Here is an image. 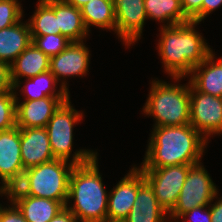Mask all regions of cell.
I'll use <instances>...</instances> for the list:
<instances>
[{"label":"cell","mask_w":222,"mask_h":222,"mask_svg":"<svg viewBox=\"0 0 222 222\" xmlns=\"http://www.w3.org/2000/svg\"><path fill=\"white\" fill-rule=\"evenodd\" d=\"M200 22L189 21L172 26H160V38L157 50L164 66V72L176 82L192 72L193 68L201 64L212 49L196 30Z\"/></svg>","instance_id":"6da1fadb"},{"label":"cell","mask_w":222,"mask_h":222,"mask_svg":"<svg viewBox=\"0 0 222 222\" xmlns=\"http://www.w3.org/2000/svg\"><path fill=\"white\" fill-rule=\"evenodd\" d=\"M138 168H162L201 162L207 141L191 125L153 127Z\"/></svg>","instance_id":"7a4b0ae2"},{"label":"cell","mask_w":222,"mask_h":222,"mask_svg":"<svg viewBox=\"0 0 222 222\" xmlns=\"http://www.w3.org/2000/svg\"><path fill=\"white\" fill-rule=\"evenodd\" d=\"M97 156L85 164L75 165L70 175L66 207L78 222H107L109 192L104 188Z\"/></svg>","instance_id":"3957f363"},{"label":"cell","mask_w":222,"mask_h":222,"mask_svg":"<svg viewBox=\"0 0 222 222\" xmlns=\"http://www.w3.org/2000/svg\"><path fill=\"white\" fill-rule=\"evenodd\" d=\"M190 81L187 85L152 80L143 114L153 117L160 126H182L190 124Z\"/></svg>","instance_id":"277c9868"},{"label":"cell","mask_w":222,"mask_h":222,"mask_svg":"<svg viewBox=\"0 0 222 222\" xmlns=\"http://www.w3.org/2000/svg\"><path fill=\"white\" fill-rule=\"evenodd\" d=\"M83 119V112L77 111L70 102V98L62 103L54 112L46 125L49 141L55 159L67 160L74 165L89 162L98 155L97 151L80 149L72 154L73 128ZM72 158V159H71Z\"/></svg>","instance_id":"5b68a950"},{"label":"cell","mask_w":222,"mask_h":222,"mask_svg":"<svg viewBox=\"0 0 222 222\" xmlns=\"http://www.w3.org/2000/svg\"><path fill=\"white\" fill-rule=\"evenodd\" d=\"M74 164L54 159L30 169V195L67 204L70 175Z\"/></svg>","instance_id":"8992f818"},{"label":"cell","mask_w":222,"mask_h":222,"mask_svg":"<svg viewBox=\"0 0 222 222\" xmlns=\"http://www.w3.org/2000/svg\"><path fill=\"white\" fill-rule=\"evenodd\" d=\"M218 192V188L202 162L190 165L176 205L168 214V220L177 222L182 214L199 206H209L219 194Z\"/></svg>","instance_id":"52a82bcc"},{"label":"cell","mask_w":222,"mask_h":222,"mask_svg":"<svg viewBox=\"0 0 222 222\" xmlns=\"http://www.w3.org/2000/svg\"><path fill=\"white\" fill-rule=\"evenodd\" d=\"M193 164H180L162 168H139L153 188L159 206L169 214L176 205L179 193Z\"/></svg>","instance_id":"ba28073f"},{"label":"cell","mask_w":222,"mask_h":222,"mask_svg":"<svg viewBox=\"0 0 222 222\" xmlns=\"http://www.w3.org/2000/svg\"><path fill=\"white\" fill-rule=\"evenodd\" d=\"M189 94L190 124L207 141L213 134L222 135V97L201 93L191 84Z\"/></svg>","instance_id":"9c48e42d"},{"label":"cell","mask_w":222,"mask_h":222,"mask_svg":"<svg viewBox=\"0 0 222 222\" xmlns=\"http://www.w3.org/2000/svg\"><path fill=\"white\" fill-rule=\"evenodd\" d=\"M90 55L84 41L70 42L62 52L50 58L49 71L60 82V85L70 93L66 78L87 75Z\"/></svg>","instance_id":"30bf717a"},{"label":"cell","mask_w":222,"mask_h":222,"mask_svg":"<svg viewBox=\"0 0 222 222\" xmlns=\"http://www.w3.org/2000/svg\"><path fill=\"white\" fill-rule=\"evenodd\" d=\"M116 18V32L125 46H131L143 35L147 19L144 0H112Z\"/></svg>","instance_id":"8fae6325"},{"label":"cell","mask_w":222,"mask_h":222,"mask_svg":"<svg viewBox=\"0 0 222 222\" xmlns=\"http://www.w3.org/2000/svg\"><path fill=\"white\" fill-rule=\"evenodd\" d=\"M16 95V126L18 128L46 127L54 112L70 97H45L37 100H22Z\"/></svg>","instance_id":"7c38bea8"},{"label":"cell","mask_w":222,"mask_h":222,"mask_svg":"<svg viewBox=\"0 0 222 222\" xmlns=\"http://www.w3.org/2000/svg\"><path fill=\"white\" fill-rule=\"evenodd\" d=\"M138 191V167L133 165L109 192L107 222H123L130 213Z\"/></svg>","instance_id":"4fadbf2b"},{"label":"cell","mask_w":222,"mask_h":222,"mask_svg":"<svg viewBox=\"0 0 222 222\" xmlns=\"http://www.w3.org/2000/svg\"><path fill=\"white\" fill-rule=\"evenodd\" d=\"M20 152L23 166L29 168L55 159L45 127L20 128Z\"/></svg>","instance_id":"5bb4252c"},{"label":"cell","mask_w":222,"mask_h":222,"mask_svg":"<svg viewBox=\"0 0 222 222\" xmlns=\"http://www.w3.org/2000/svg\"><path fill=\"white\" fill-rule=\"evenodd\" d=\"M168 214L159 206L153 188L138 168V191L134 205L123 222H167Z\"/></svg>","instance_id":"9a60e30c"},{"label":"cell","mask_w":222,"mask_h":222,"mask_svg":"<svg viewBox=\"0 0 222 222\" xmlns=\"http://www.w3.org/2000/svg\"><path fill=\"white\" fill-rule=\"evenodd\" d=\"M188 76L190 84L197 91L222 97V57L216 58L213 50Z\"/></svg>","instance_id":"2e32d148"},{"label":"cell","mask_w":222,"mask_h":222,"mask_svg":"<svg viewBox=\"0 0 222 222\" xmlns=\"http://www.w3.org/2000/svg\"><path fill=\"white\" fill-rule=\"evenodd\" d=\"M21 21L0 30V61L9 66L32 43L29 24Z\"/></svg>","instance_id":"e0dca14e"},{"label":"cell","mask_w":222,"mask_h":222,"mask_svg":"<svg viewBox=\"0 0 222 222\" xmlns=\"http://www.w3.org/2000/svg\"><path fill=\"white\" fill-rule=\"evenodd\" d=\"M50 58L31 43L10 65L12 85L21 78H30L49 71Z\"/></svg>","instance_id":"ac0fdd59"},{"label":"cell","mask_w":222,"mask_h":222,"mask_svg":"<svg viewBox=\"0 0 222 222\" xmlns=\"http://www.w3.org/2000/svg\"><path fill=\"white\" fill-rule=\"evenodd\" d=\"M21 82L23 83L22 80L16 82L13 85V90L17 92L21 87L18 91L21 92V95L23 94L24 100H37L45 97H70L69 92L62 86H59L60 88L57 90L58 80L50 71L27 78L23 87Z\"/></svg>","instance_id":"d6986e66"},{"label":"cell","mask_w":222,"mask_h":222,"mask_svg":"<svg viewBox=\"0 0 222 222\" xmlns=\"http://www.w3.org/2000/svg\"><path fill=\"white\" fill-rule=\"evenodd\" d=\"M54 13L61 35H64L71 42L84 41L90 35L85 28L79 8L62 0H54Z\"/></svg>","instance_id":"ffe728a7"},{"label":"cell","mask_w":222,"mask_h":222,"mask_svg":"<svg viewBox=\"0 0 222 222\" xmlns=\"http://www.w3.org/2000/svg\"><path fill=\"white\" fill-rule=\"evenodd\" d=\"M23 166L20 152V128L0 131V179L1 183Z\"/></svg>","instance_id":"44dd1931"},{"label":"cell","mask_w":222,"mask_h":222,"mask_svg":"<svg viewBox=\"0 0 222 222\" xmlns=\"http://www.w3.org/2000/svg\"><path fill=\"white\" fill-rule=\"evenodd\" d=\"M85 28L90 33V26L116 32V18L112 0H91L81 8Z\"/></svg>","instance_id":"7402d4cb"},{"label":"cell","mask_w":222,"mask_h":222,"mask_svg":"<svg viewBox=\"0 0 222 222\" xmlns=\"http://www.w3.org/2000/svg\"><path fill=\"white\" fill-rule=\"evenodd\" d=\"M27 222H49L65 206L48 198L29 196L14 204Z\"/></svg>","instance_id":"603a6c76"},{"label":"cell","mask_w":222,"mask_h":222,"mask_svg":"<svg viewBox=\"0 0 222 222\" xmlns=\"http://www.w3.org/2000/svg\"><path fill=\"white\" fill-rule=\"evenodd\" d=\"M144 6L147 19L162 22L164 23L162 26H172L190 21L183 12L181 0H144Z\"/></svg>","instance_id":"cb8c5ba5"},{"label":"cell","mask_w":222,"mask_h":222,"mask_svg":"<svg viewBox=\"0 0 222 222\" xmlns=\"http://www.w3.org/2000/svg\"><path fill=\"white\" fill-rule=\"evenodd\" d=\"M34 14L28 19L31 35L61 34L54 13V0H38Z\"/></svg>","instance_id":"d4e9b609"},{"label":"cell","mask_w":222,"mask_h":222,"mask_svg":"<svg viewBox=\"0 0 222 222\" xmlns=\"http://www.w3.org/2000/svg\"><path fill=\"white\" fill-rule=\"evenodd\" d=\"M30 169L22 166L1 183L2 196H6L11 204L30 196Z\"/></svg>","instance_id":"484cf974"},{"label":"cell","mask_w":222,"mask_h":222,"mask_svg":"<svg viewBox=\"0 0 222 222\" xmlns=\"http://www.w3.org/2000/svg\"><path fill=\"white\" fill-rule=\"evenodd\" d=\"M31 37L32 43L49 58L58 55L71 42L61 34L31 35Z\"/></svg>","instance_id":"4316f807"},{"label":"cell","mask_w":222,"mask_h":222,"mask_svg":"<svg viewBox=\"0 0 222 222\" xmlns=\"http://www.w3.org/2000/svg\"><path fill=\"white\" fill-rule=\"evenodd\" d=\"M16 126V95L14 90L0 94V131Z\"/></svg>","instance_id":"83f0119b"},{"label":"cell","mask_w":222,"mask_h":222,"mask_svg":"<svg viewBox=\"0 0 222 222\" xmlns=\"http://www.w3.org/2000/svg\"><path fill=\"white\" fill-rule=\"evenodd\" d=\"M18 0H0V30L8 28L23 18V7Z\"/></svg>","instance_id":"f1b7e54d"},{"label":"cell","mask_w":222,"mask_h":222,"mask_svg":"<svg viewBox=\"0 0 222 222\" xmlns=\"http://www.w3.org/2000/svg\"><path fill=\"white\" fill-rule=\"evenodd\" d=\"M203 0H181V5L185 16L190 21L202 22Z\"/></svg>","instance_id":"f546056e"},{"label":"cell","mask_w":222,"mask_h":222,"mask_svg":"<svg viewBox=\"0 0 222 222\" xmlns=\"http://www.w3.org/2000/svg\"><path fill=\"white\" fill-rule=\"evenodd\" d=\"M179 219H182V222H211L210 208L209 206L196 207L191 211L182 214L178 220Z\"/></svg>","instance_id":"4dcf8cb0"},{"label":"cell","mask_w":222,"mask_h":222,"mask_svg":"<svg viewBox=\"0 0 222 222\" xmlns=\"http://www.w3.org/2000/svg\"><path fill=\"white\" fill-rule=\"evenodd\" d=\"M10 205L7 208L0 204V222H27L18 208L14 204Z\"/></svg>","instance_id":"1f68e13d"},{"label":"cell","mask_w":222,"mask_h":222,"mask_svg":"<svg viewBox=\"0 0 222 222\" xmlns=\"http://www.w3.org/2000/svg\"><path fill=\"white\" fill-rule=\"evenodd\" d=\"M13 90L10 79V66L0 61V94Z\"/></svg>","instance_id":"d6a6232c"},{"label":"cell","mask_w":222,"mask_h":222,"mask_svg":"<svg viewBox=\"0 0 222 222\" xmlns=\"http://www.w3.org/2000/svg\"><path fill=\"white\" fill-rule=\"evenodd\" d=\"M219 195L215 197L217 199L214 204L209 205L211 213V222H222V196L219 198Z\"/></svg>","instance_id":"836d02e7"},{"label":"cell","mask_w":222,"mask_h":222,"mask_svg":"<svg viewBox=\"0 0 222 222\" xmlns=\"http://www.w3.org/2000/svg\"><path fill=\"white\" fill-rule=\"evenodd\" d=\"M222 6V0H203L202 20L209 16L213 11Z\"/></svg>","instance_id":"e575fe53"},{"label":"cell","mask_w":222,"mask_h":222,"mask_svg":"<svg viewBox=\"0 0 222 222\" xmlns=\"http://www.w3.org/2000/svg\"><path fill=\"white\" fill-rule=\"evenodd\" d=\"M49 222H78L75 215L65 206Z\"/></svg>","instance_id":"d590c367"},{"label":"cell","mask_w":222,"mask_h":222,"mask_svg":"<svg viewBox=\"0 0 222 222\" xmlns=\"http://www.w3.org/2000/svg\"><path fill=\"white\" fill-rule=\"evenodd\" d=\"M62 1L80 9L84 4L90 2L91 0H62Z\"/></svg>","instance_id":"8d00e7d4"},{"label":"cell","mask_w":222,"mask_h":222,"mask_svg":"<svg viewBox=\"0 0 222 222\" xmlns=\"http://www.w3.org/2000/svg\"><path fill=\"white\" fill-rule=\"evenodd\" d=\"M0 196H2V186H0Z\"/></svg>","instance_id":"74e56055"}]
</instances>
